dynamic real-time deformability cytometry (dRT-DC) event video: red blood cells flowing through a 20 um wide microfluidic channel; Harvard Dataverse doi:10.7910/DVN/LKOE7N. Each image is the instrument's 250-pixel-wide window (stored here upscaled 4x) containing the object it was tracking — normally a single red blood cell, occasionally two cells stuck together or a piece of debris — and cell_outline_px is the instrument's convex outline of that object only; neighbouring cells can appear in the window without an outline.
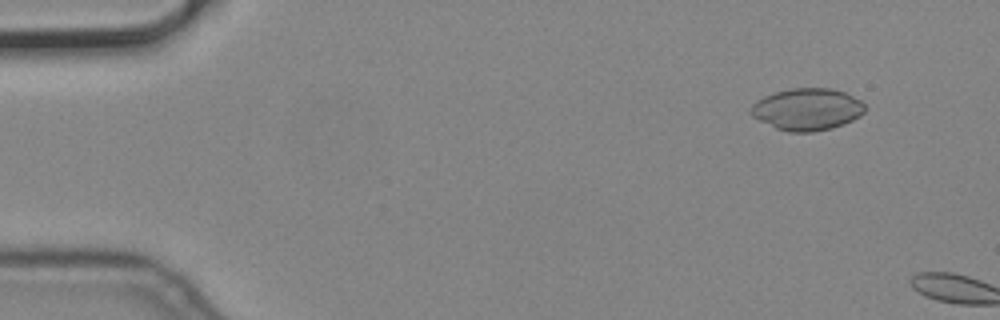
{"species": "common noctule bat (a hibernating species)", "species_latin": "Nyctalus noctula", "temperature_condition": "cold", "stored_images_in_passage": 2, "camera_frame_rate_fps": 3000, "um_per_image_px": 0.085, "animal": {"sex": "male", "body_mass_g": 19.2, "forearm_length_mm": 51.8}, "frame": {"image": 1, "passage_image": 1, "time_ms": 0.0, "image_size_px": [1000, 320], "cell_outline_px": [[868, 108], [860, 116], [844, 124], [832, 128], [812, 132], [788, 132], [776, 128], [752, 116], [748, 112], [748, 108], [756, 100], [764, 96], [776, 92], [792, 88], [832, 88], [844, 92], [860, 100]], "centroid_in_image_um": [68.6, 9.29], "position_along_channel_um": 16.4, "area_um2": 28.09}}